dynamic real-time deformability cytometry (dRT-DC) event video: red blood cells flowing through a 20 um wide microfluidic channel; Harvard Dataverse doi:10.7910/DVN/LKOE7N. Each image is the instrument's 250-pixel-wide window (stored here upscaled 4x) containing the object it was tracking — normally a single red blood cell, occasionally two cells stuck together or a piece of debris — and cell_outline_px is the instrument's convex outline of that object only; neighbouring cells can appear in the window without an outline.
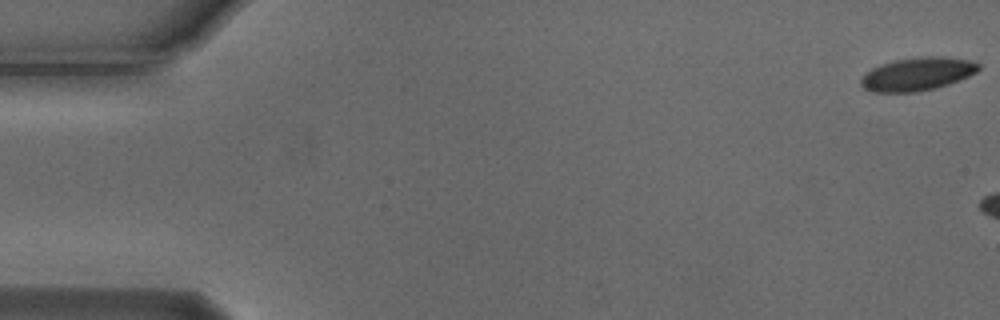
{"species": "Egyptian fruit bat (a non-hibernating species)", "species_latin": "Rousettus aegyptiacus", "temperature_condition": "cold", "stored_images_in_passage": 6, "camera_frame_rate_fps": 3000, "um_per_image_px": 0.085, "animal": {"sex": "male"}, "frame": {"image": 1, "passage_image": 1, "time_ms": 0.0, "image_size_px": [1000, 320], "cell_outline_px": [[980, 68], [976, 72], [960, 80], [936, 88], [916, 92], [872, 92], [864, 88], [860, 84], [860, 80], [864, 72], [880, 64], [896, 60], [920, 56], [944, 56], [968, 60], [980, 64]], "centroid_in_image_um": [77.95, 6.29], "position_along_channel_um": 7.1, "area_um2": 22.89}}